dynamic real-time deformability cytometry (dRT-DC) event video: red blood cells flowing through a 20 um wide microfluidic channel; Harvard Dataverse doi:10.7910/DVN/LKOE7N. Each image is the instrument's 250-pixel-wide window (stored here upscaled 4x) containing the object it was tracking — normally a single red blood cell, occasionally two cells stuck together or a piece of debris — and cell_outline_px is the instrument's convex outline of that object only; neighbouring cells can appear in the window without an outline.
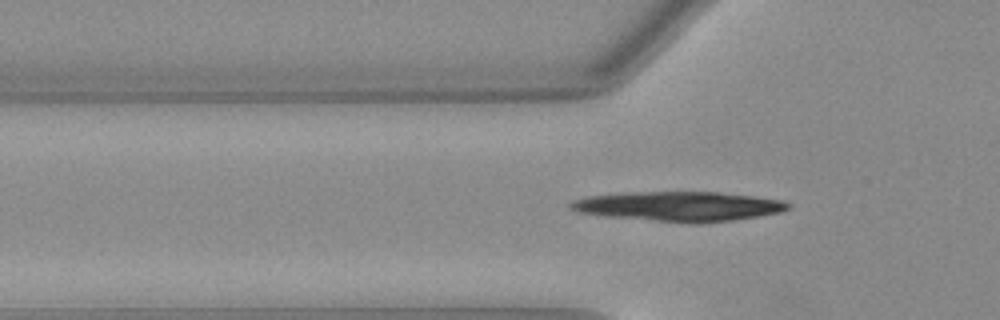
{"species": "Egyptian fruit bat (a non-hibernating species)", "species_latin": "Rousettus aegyptiacus", "temperature_condition": "warm", "stored_images_in_passage": 36, "camera_frame_rate_fps": 3000, "um_per_image_px": 0.085, "animal": {"sex": "female"}, "frame": {"image": 1, "passage_image": 2, "time_ms": 0.333, "image_size_px": [1000, 320], "cell_outline_px": [[788, 208], [780, 212], [732, 220], [656, 220], [608, 216], [580, 212], [572, 208], [568, 204], [576, 200], [588, 196], [632, 192], [716, 192], [752, 196], [784, 200], [788, 204]], "centroid_in_image_um": [57.71, 17.49], "position_along_channel_um": 68.1, "area_um2": 35.72}}
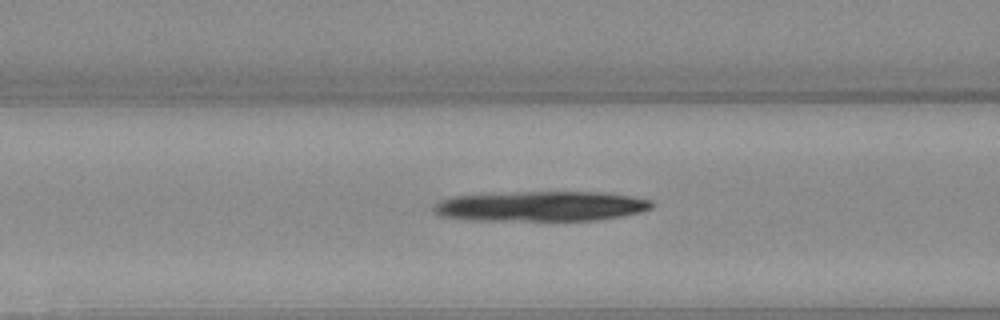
{"frame": {"image": 2, "passage_image": 6, "time_ms": 1.667, "image_size_px": [1000, 320], "cell_outline_px": [[652, 208], [640, 212], [620, 216], [596, 220], [468, 220], [440, 216], [432, 208], [436, 204], [444, 200], [456, 196], [516, 192], [600, 192], [628, 196], [648, 200], [652, 204]], "centroid_in_image_um": [45.97, 17.53], "position_along_channel_um": 120.6, "area_um2": 37.63}}
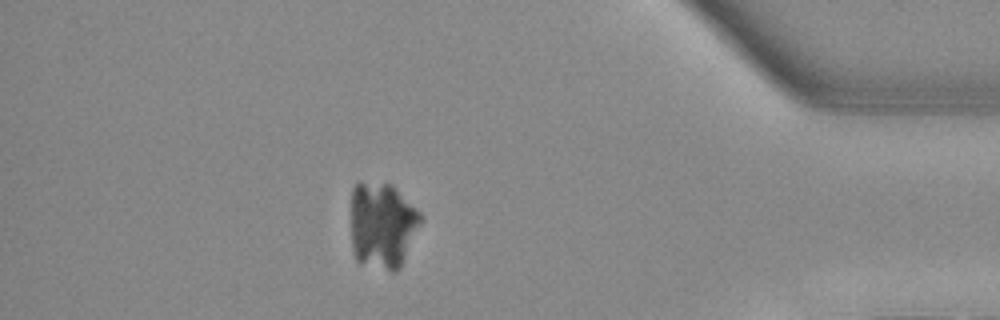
{"frame": {"image": 3, "passage_image": 30, "time_ms": 9.667, "image_size_px": [1000, 320], "cell_outline_px": [[420, 224], [400, 268], [396, 272], [392, 272], [360, 264], [356, 260], [352, 248], [352, 188], [356, 180], [360, 180], [392, 184], [420, 212]], "centroid_in_image_um": [32.47, 19.13], "position_along_channel_um": 402.7, "area_um2": 35.43}}